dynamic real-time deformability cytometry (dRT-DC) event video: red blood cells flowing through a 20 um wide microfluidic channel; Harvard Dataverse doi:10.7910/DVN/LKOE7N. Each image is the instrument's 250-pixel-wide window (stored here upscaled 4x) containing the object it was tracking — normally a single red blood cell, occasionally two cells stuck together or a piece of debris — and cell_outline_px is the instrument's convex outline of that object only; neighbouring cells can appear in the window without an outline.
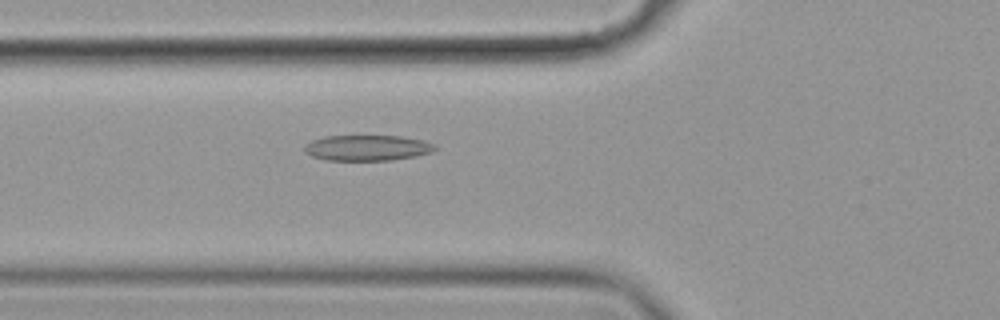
{"species": "common noctule bat (a hibernating species)", "species_latin": "Nyctalus noctula", "temperature_condition": "cold", "stored_images_in_passage": 58, "camera_frame_rate_fps": 3000, "um_per_image_px": 0.085, "animal": {"sex": "female", "body_mass_g": 19.9}, "frame": {"image": 1, "passage_image": 22, "time_ms": 7.0, "image_size_px": [1000, 320], "cell_outline_px": [[440, 148], [432, 152], [416, 156], [392, 160], [324, 160], [312, 156], [304, 152], [304, 144], [312, 140], [324, 136], [400, 136], [424, 140], [436, 144]], "centroid_in_image_um": [31.25, 12.56], "position_along_channel_um": 94.6, "area_um2": 19.77}}
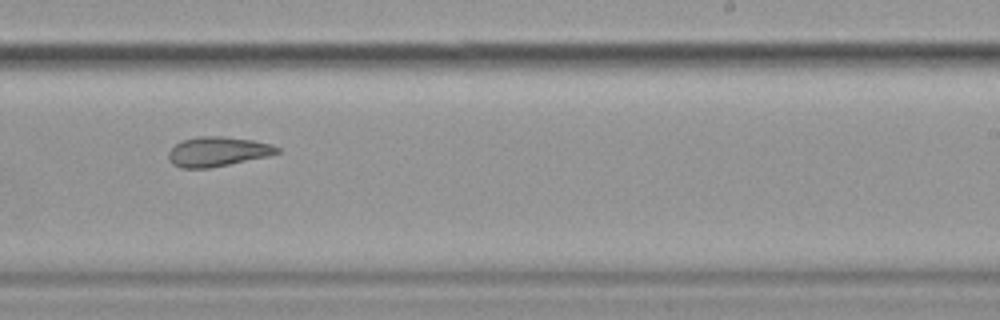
{"frame": {"image": 2, "passage_image": 37, "time_ms": 12.0, "image_size_px": [1000, 320], "cell_outline_px": [[280, 152], [268, 156], [208, 168], [180, 168], [172, 164], [168, 160], [168, 152], [180, 140], [200, 136], [224, 136], [252, 140], [272, 144], [280, 148]], "centroid_in_image_um": [18.48, 12.88], "position_along_channel_um": 270.5, "area_um2": 18.79}}
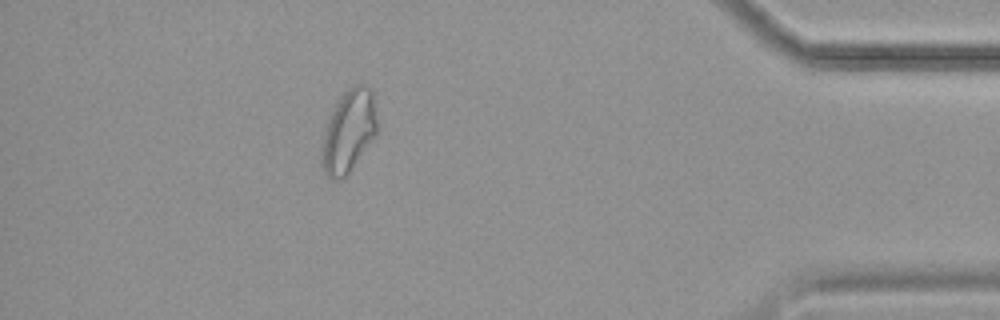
{"frame": {"image": 3, "passage_image": 52, "time_ms": 17.0, "image_size_px": [1000, 320], "cell_outline_px": [[380, 128], [376, 136], [348, 172], [340, 180], [332, 180], [324, 172], [320, 160], [320, 152], [328, 120], [336, 100], [348, 88], [356, 84], [364, 84], [372, 92]], "centroid_in_image_um": [29.65, 11.14], "position_along_channel_um": 405.5, "area_um2": 26.88}, "authors_computed_cell_mechanics": {"area_um2": 21.7906, "velocity_mm_per_s": 3.5182, "shape_relaxation_time_tau1_ms": 9.7706, "shape_relaxation_time_tau2_ms": 3.0237, "deformation_change_tau1": 0.2084, "deformation_change_tau2": 0.1002}}